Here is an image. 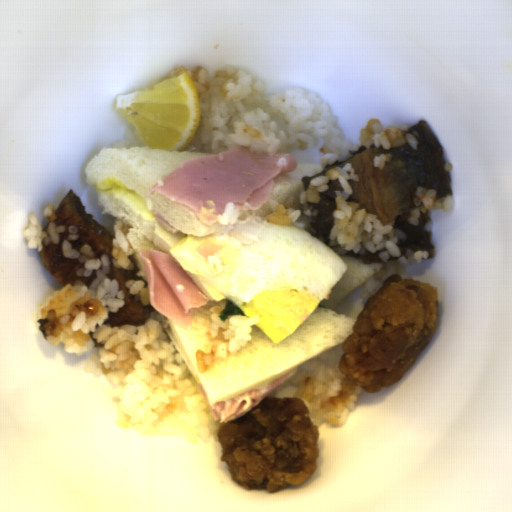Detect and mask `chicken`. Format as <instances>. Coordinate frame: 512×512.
Segmentation results:
<instances>
[{"label":"chicken","instance_id":"chicken-1","mask_svg":"<svg viewBox=\"0 0 512 512\" xmlns=\"http://www.w3.org/2000/svg\"><path fill=\"white\" fill-rule=\"evenodd\" d=\"M438 287L391 274L364 303L343 343L338 367L366 393L397 383L439 326Z\"/></svg>","mask_w":512,"mask_h":512},{"label":"chicken","instance_id":"chicken-2","mask_svg":"<svg viewBox=\"0 0 512 512\" xmlns=\"http://www.w3.org/2000/svg\"><path fill=\"white\" fill-rule=\"evenodd\" d=\"M296 397H268L217 431L221 462L246 490L276 493L308 480L318 468L320 432Z\"/></svg>","mask_w":512,"mask_h":512}]
</instances>
